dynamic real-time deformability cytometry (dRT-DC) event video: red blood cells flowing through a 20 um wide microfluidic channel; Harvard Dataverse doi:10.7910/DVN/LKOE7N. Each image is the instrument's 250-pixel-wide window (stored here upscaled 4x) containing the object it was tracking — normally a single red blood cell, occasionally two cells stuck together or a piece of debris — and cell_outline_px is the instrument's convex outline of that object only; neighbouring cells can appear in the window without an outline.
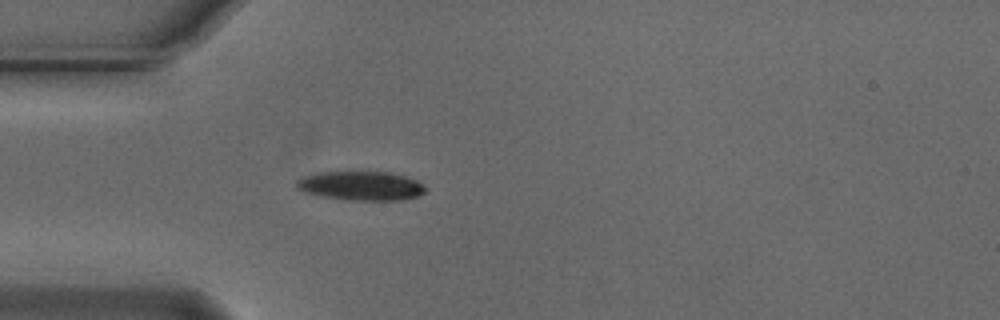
{"species": "Egyptian fruit bat (a non-hibernating species)", "species_latin": "Rousettus aegyptiacus", "temperature_condition": "cold", "stored_images_in_passage": 8, "camera_frame_rate_fps": 3000, "um_per_image_px": 0.085, "animal": {"sex": "male"}, "frame": {"image": 1, "passage_image": 1, "time_ms": 0.0, "image_size_px": [1000, 320], "cell_outline_px": [[424, 192], [416, 196], [400, 200], [344, 200], [304, 192], [296, 188], [296, 180], [304, 176], [320, 172], [388, 172], [404, 176], [416, 180], [424, 184]], "centroid_in_image_um": [30.66, 15.79], "position_along_channel_um": 54.3, "area_um2": 21.68}}
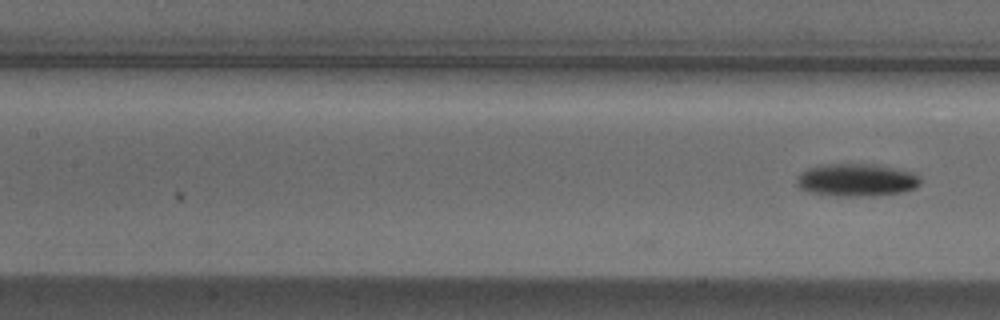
{"frame": {"image": 2, "passage_image": 8, "time_ms": 2.333, "image_size_px": [1000, 320], "cell_outline_px": [[920, 184], [916, 188], [904, 192], [876, 196], [836, 196], [812, 192], [800, 188], [796, 184], [796, 180], [800, 172], [808, 168], [828, 164], [876, 164], [912, 172], [920, 176]], "centroid_in_image_um": [72.83, 15.31], "position_along_channel_um": 134.6, "area_um2": 23.7}}